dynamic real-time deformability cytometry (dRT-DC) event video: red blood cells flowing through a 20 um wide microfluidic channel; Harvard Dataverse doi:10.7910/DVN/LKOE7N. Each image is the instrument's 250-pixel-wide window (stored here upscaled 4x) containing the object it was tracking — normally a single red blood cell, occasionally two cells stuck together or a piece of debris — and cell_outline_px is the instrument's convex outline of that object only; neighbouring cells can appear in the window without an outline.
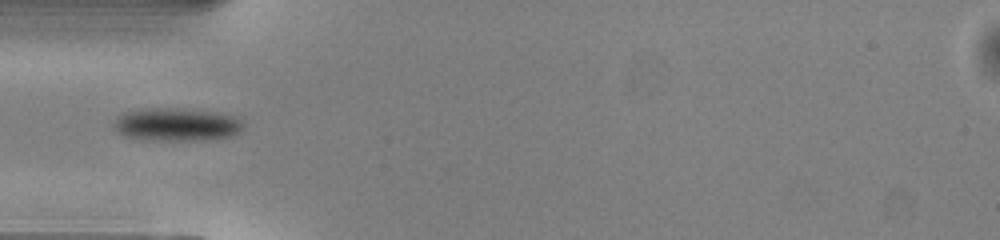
{"species": "common noctule bat (a hibernating species)", "species_latin": "Nyctalus noctula", "temperature_condition": "warm", "stored_images_in_passage": 35, "camera_frame_rate_fps": 3000, "um_per_image_px": 0.085, "animal": {"sex": "male", "body_mass_g": 13.0, "forearm_length_mm": 53.1}, "frame": {"image": 1, "passage_image": 1, "time_ms": 0.0, "image_size_px": [1000, 240], "cell_outline_px": [[244, 128], [240, 132], [232, 136], [204, 140], [144, 140], [124, 136], [112, 124], [120, 116], [128, 112], [156, 108], [160, 108], [212, 112], [240, 116], [244, 124]], "centroid_in_image_um": [15.11, 10.61], "position_along_channel_um": 69.9, "area_um2": 24.57}}
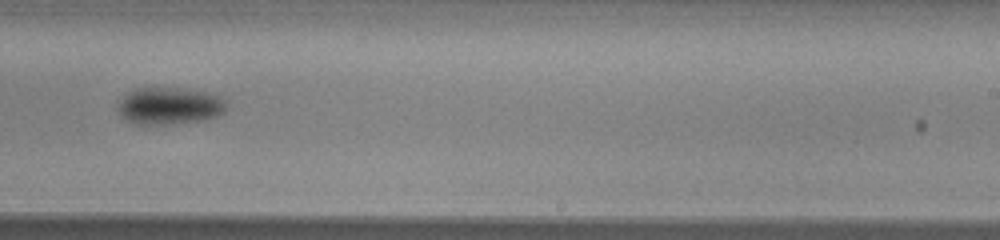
{"frame": {"image": 2, "passage_image": 16, "time_ms": 5.0, "image_size_px": [1000, 240], "cell_outline_px": [[228, 108], [224, 112], [216, 116], [204, 120], [172, 124], [136, 124], [120, 116], [116, 108], [120, 100], [124, 96], [136, 88], [184, 88], [208, 92], [220, 96], [228, 104]], "centroid_in_image_um": [14.43, 9.0], "position_along_channel_um": 274.6, "area_um2": 23.7}}
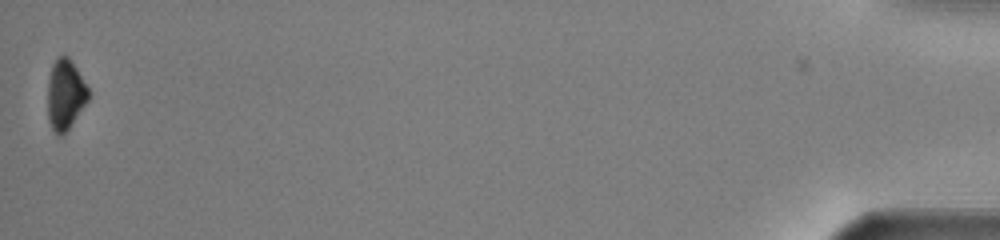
{"frame": {"image": 3, "passage_image": 35, "time_ms": 11.333, "image_size_px": [1000, 240], "cell_outline_px": [[88, 100], [68, 128], [60, 136], [56, 136], [48, 120], [48, 80], [52, 64], [60, 56], [68, 56], [76, 68], [88, 88]], "centroid_in_image_um": [5.53, 8.04], "position_along_channel_um": 429.7, "area_um2": 16.3}, "authors_computed_cell_mechanics": {"area_um2": 22.7154, "velocity_mm_per_s": 4.0941, "shape_relaxation_time_tau1_ms": 2.2617, "shape_relaxation_time_tau2_ms": null, "deformation_change_tau1": 0.0679, "deformation_change_tau2": null}}